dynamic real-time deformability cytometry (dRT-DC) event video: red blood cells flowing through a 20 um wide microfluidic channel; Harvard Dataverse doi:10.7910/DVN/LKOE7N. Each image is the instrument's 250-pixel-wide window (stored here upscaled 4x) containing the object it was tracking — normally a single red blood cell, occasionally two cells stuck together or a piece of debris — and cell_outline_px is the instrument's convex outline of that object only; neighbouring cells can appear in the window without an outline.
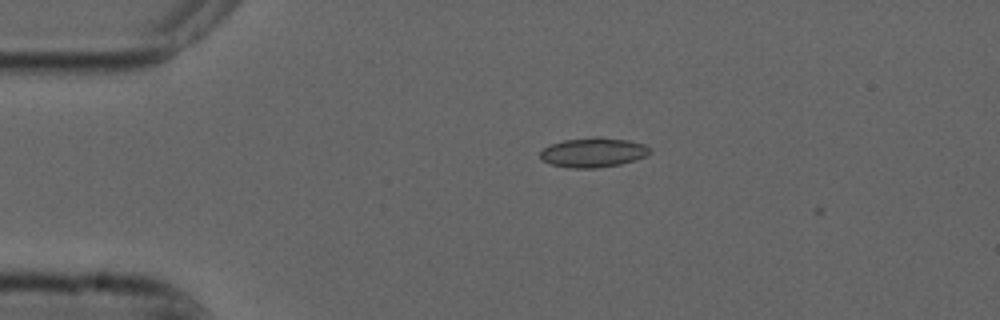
{"species": "common noctule bat (a hibernating species)", "species_latin": "Nyctalus noctula", "temperature_condition": "cold", "stored_images_in_passage": 3, "camera_frame_rate_fps": 3000, "um_per_image_px": 0.085, "animal": {"sex": "male", "forearm_length_mm": 52.5}, "frame": {"image": 1, "passage_image": 2, "time_ms": 0.333, "image_size_px": [1000, 320], "cell_outline_px": [[652, 152], [648, 156], [620, 164], [596, 168], [568, 168], [552, 164], [540, 160], [540, 152], [544, 148], [552, 144], [564, 140], [596, 136], [600, 136], [628, 140], [644, 144]], "centroid_in_image_um": [50.43, 12.95], "position_along_channel_um": 34.6, "area_um2": 19.02}}